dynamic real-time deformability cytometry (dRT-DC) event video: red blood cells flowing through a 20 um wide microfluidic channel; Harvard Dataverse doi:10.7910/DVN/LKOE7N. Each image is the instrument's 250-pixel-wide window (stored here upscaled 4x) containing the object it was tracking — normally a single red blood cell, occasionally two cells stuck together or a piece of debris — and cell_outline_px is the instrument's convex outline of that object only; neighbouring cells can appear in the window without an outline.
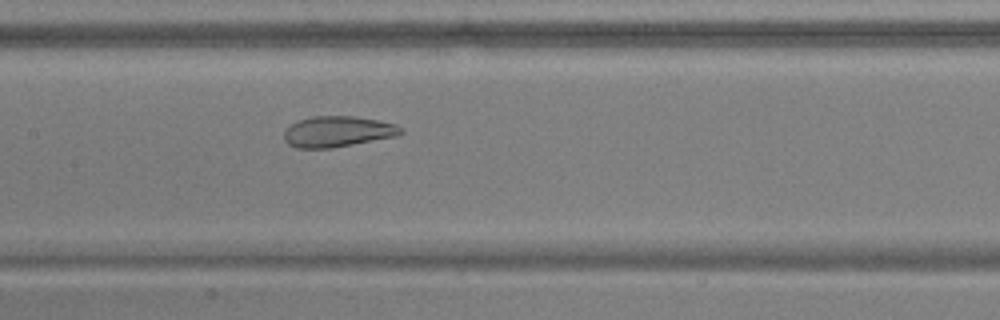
{"species": "common noctule bat (a hibernating species)", "species_latin": "Nyctalus noctula", "temperature_condition": "warm", "stored_images_in_passage": 54, "camera_frame_rate_fps": 3000, "um_per_image_px": 0.085, "animal": {"sex": "male", "body_mass_g": 17.9, "forearm_length_mm": 54.2}, "frame": {"image": 1, "passage_image": 27, "time_ms": 8.667, "image_size_px": [1000, 320], "cell_outline_px": [[404, 132], [396, 136], [332, 148], [296, 148], [288, 144], [284, 140], [284, 132], [292, 124], [300, 120], [312, 116], [352, 116], [376, 120], [396, 124], [404, 128]], "centroid_in_image_um": [28.71, 11.19], "position_along_channel_um": 178.7, "area_um2": 20.87}}
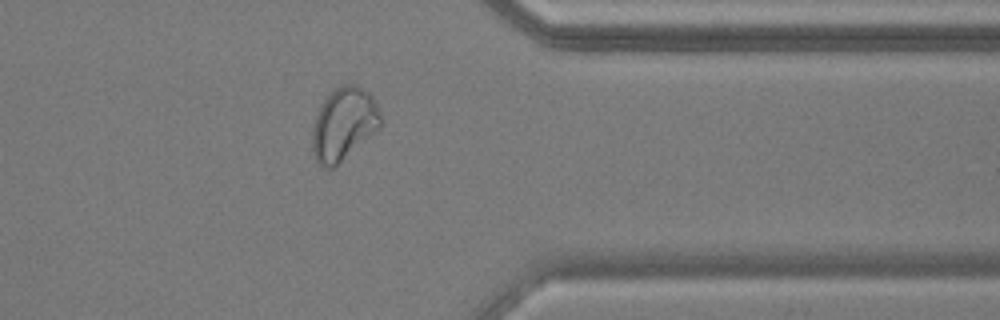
{"frame": {"image": 2, "passage_image": 44, "time_ms": 14.333, "image_size_px": [1000, 320], "cell_outline_px": [[380, 128], [332, 168], [324, 168], [316, 160], [312, 152], [312, 132], [316, 116], [320, 104], [336, 88], [344, 84], [356, 84], [368, 92], [376, 100], [380, 112]], "centroid_in_image_um": [29.21, 10.53], "position_along_channel_um": 382.2, "area_um2": 28.67}}
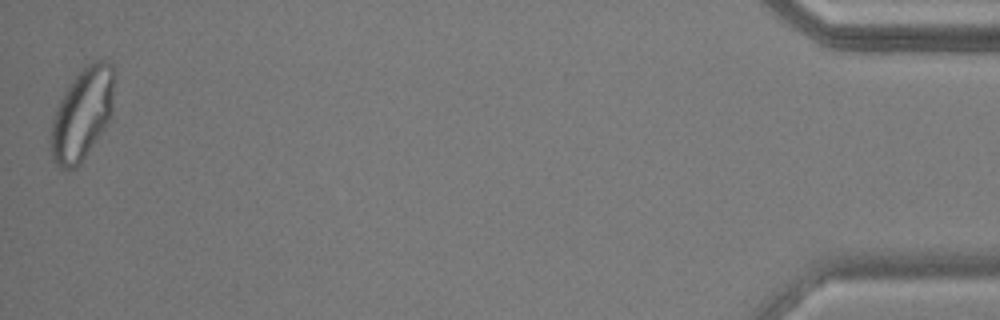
{"frame": {"image": 3, "passage_image": 54, "time_ms": 17.667, "image_size_px": [1000, 320], "cell_outline_px": [[112, 112], [104, 128], [80, 164], [76, 168], [64, 168], [56, 164], [52, 156], [48, 140], [52, 120], [56, 108], [60, 100], [72, 80], [92, 60], [104, 60], [112, 64]], "centroid_in_image_um": [6.94, 9.72], "position_along_channel_um": 428.3, "area_um2": 33.35}, "authors_computed_cell_mechanics": {"area_um2": 27.9463, "velocity_mm_per_s": 3.7481, "shape_relaxation_time_tau1_ms": null, "shape_relaxation_time_tau2_ms": 1.2177, "deformation_change_tau1": null, "deformation_change_tau2": 0.0689}}